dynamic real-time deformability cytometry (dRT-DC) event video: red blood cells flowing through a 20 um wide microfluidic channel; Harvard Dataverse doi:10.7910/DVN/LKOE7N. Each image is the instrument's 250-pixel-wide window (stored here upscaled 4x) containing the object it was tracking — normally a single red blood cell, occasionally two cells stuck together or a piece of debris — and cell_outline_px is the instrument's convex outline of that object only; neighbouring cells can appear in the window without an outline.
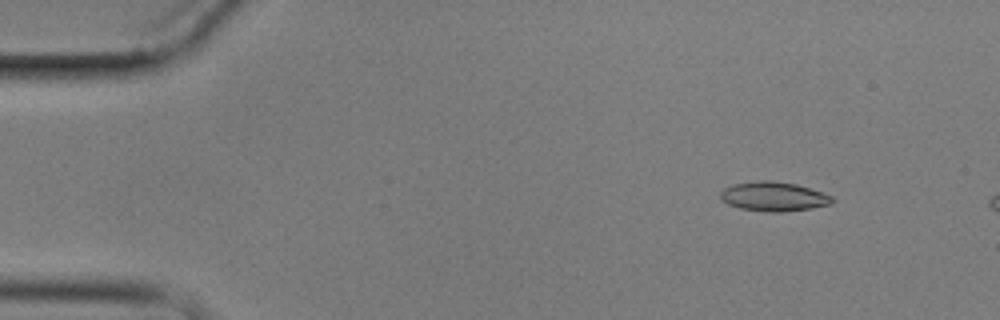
{"species": "common noctule bat (a hibernating species)", "species_latin": "Nyctalus noctula", "temperature_condition": "cold", "stored_images_in_passage": 4, "camera_frame_rate_fps": 3000, "um_per_image_px": 0.085, "animal": {"sex": "male", "body_mass_g": 17.9}, "frame": {"image": 1, "passage_image": 2, "time_ms": 1.0, "image_size_px": [1000, 320], "cell_outline_px": [[836, 200], [832, 204], [812, 208], [784, 212], [768, 212], [740, 208], [728, 204], [720, 200], [720, 192], [724, 188], [736, 184], [760, 180], [772, 180], [796, 184], [832, 196]], "centroid_in_image_um": [65.77, 16.71], "position_along_channel_um": 19.2, "area_um2": 19.13}}